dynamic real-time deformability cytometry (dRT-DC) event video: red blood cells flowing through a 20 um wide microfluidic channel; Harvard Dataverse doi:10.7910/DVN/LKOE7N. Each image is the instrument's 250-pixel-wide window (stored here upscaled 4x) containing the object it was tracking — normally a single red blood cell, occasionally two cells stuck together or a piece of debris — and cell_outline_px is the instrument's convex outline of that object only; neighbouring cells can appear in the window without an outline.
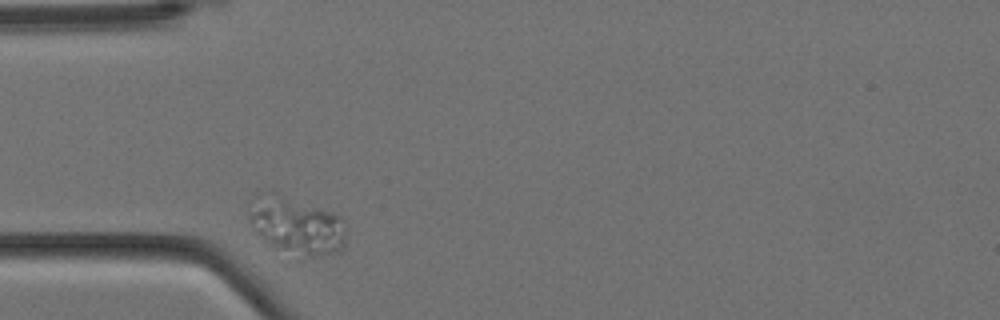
{"species": "Egyptian fruit bat (a non-hibernating species)", "species_latin": "Rousettus aegyptiacus", "temperature_condition": "cold", "stored_images_in_passage": 7, "camera_frame_rate_fps": 3000, "um_per_image_px": 0.085, "animal": {"sex": "female"}, "frame": {"image": 1, "passage_image": 1, "time_ms": 0.0, "image_size_px": [1000, 320], "cell_outline_px": [[344, 252], [308, 252], [276, 248], [264, 240], [252, 228], [248, 220], [248, 216], [256, 196], [260, 192], [272, 188], [332, 212], [340, 216], [344, 228]], "centroid_in_image_um": [25.13, 19.02], "position_along_channel_um": 59.9, "area_um2": 31.79}}
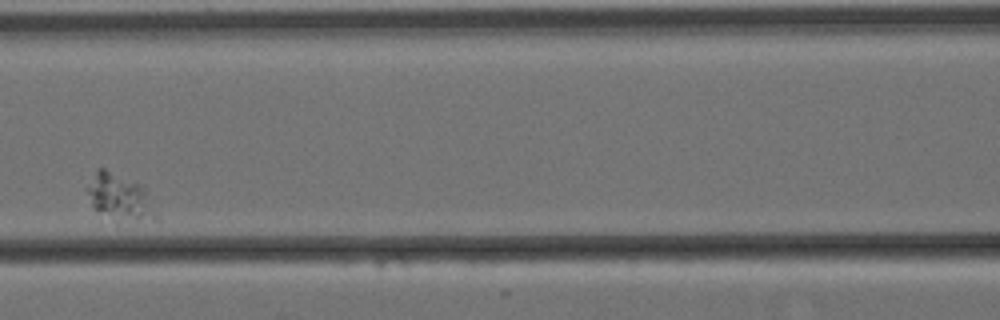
{"frame": {"image": 2, "passage_image": 4, "time_ms": 1.0, "image_size_px": [1000, 320], "cell_outline_px": [[160, 224], [136, 220], [96, 208], [92, 204], [84, 188], [96, 168], [104, 168], [140, 184], [144, 188], [160, 220]], "centroid_in_image_um": [10.22, 16.69], "position_along_channel_um": 156.4, "area_um2": 17.74}}
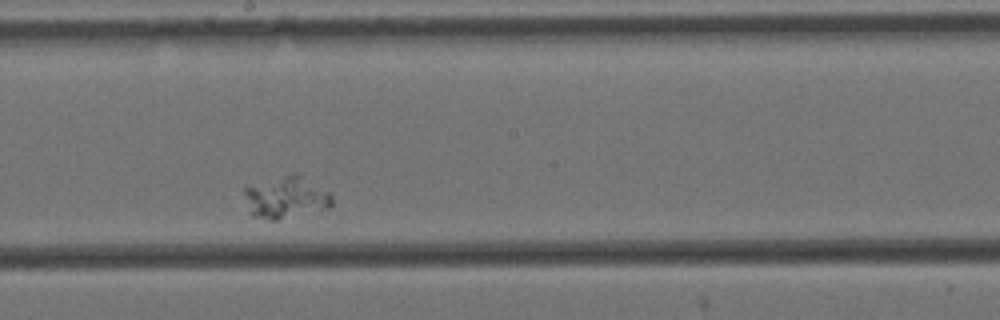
{"frame": {"image": 3, "passage_image": 6, "time_ms": 1.667, "image_size_px": [1000, 320], "cell_outline_px": [[332, 204], [328, 208], [276, 220], [268, 220], [252, 216], [248, 212], [244, 192], [244, 188], [296, 172], [328, 192], [332, 196]], "centroid_in_image_um": [24.29, 16.81], "position_along_channel_um": 223.9, "area_um2": 20.98}}